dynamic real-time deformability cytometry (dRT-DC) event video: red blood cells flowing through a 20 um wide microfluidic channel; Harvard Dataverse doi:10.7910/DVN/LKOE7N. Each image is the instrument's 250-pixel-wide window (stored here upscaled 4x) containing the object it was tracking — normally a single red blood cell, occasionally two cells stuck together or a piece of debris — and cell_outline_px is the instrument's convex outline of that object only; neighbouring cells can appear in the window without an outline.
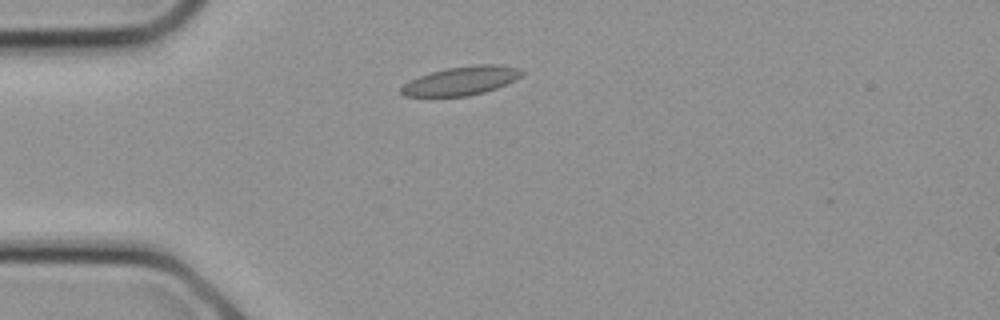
{"species": "common noctule bat (a hibernating species)", "species_latin": "Nyctalus noctula", "temperature_condition": "cold", "stored_images_in_passage": 13, "camera_frame_rate_fps": 3000, "um_per_image_px": 0.085, "animal": {"sex": "female", "body_mass_g": 21.9}, "frame": {"image": 1, "passage_image": 4, "time_ms": 1.0, "image_size_px": [1000, 320], "cell_outline_px": [[524, 72], [520, 76], [496, 88], [484, 92], [468, 96], [404, 96], [400, 92], [400, 88], [404, 84], [420, 76], [432, 72], [448, 68], [476, 64], [500, 64], [520, 68]], "centroid_in_image_um": [39.21, 6.86], "position_along_channel_um": 45.8, "area_um2": 19.88}}
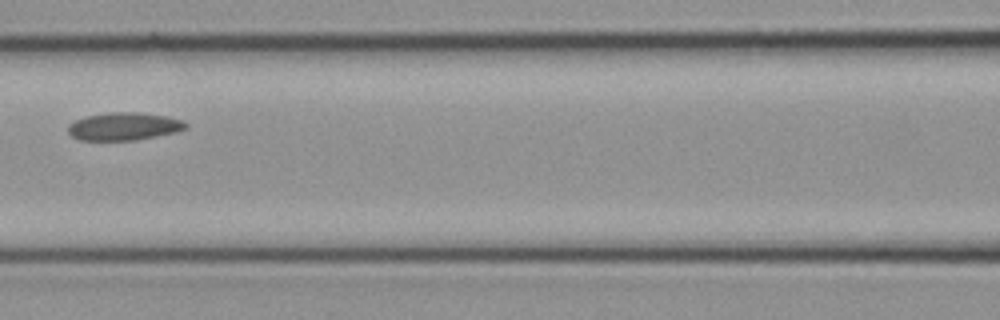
{"frame": {"image": 2, "passage_image": 9, "time_ms": 2.667, "image_size_px": [1000, 320], "cell_outline_px": [[188, 128], [176, 132], [136, 140], [80, 140], [72, 136], [68, 132], [68, 124], [84, 116], [112, 112], [140, 112], [168, 116], [184, 120], [188, 124]], "centroid_in_image_um": [10.57, 10.73], "position_along_channel_um": 156.0, "area_um2": 19.25}}
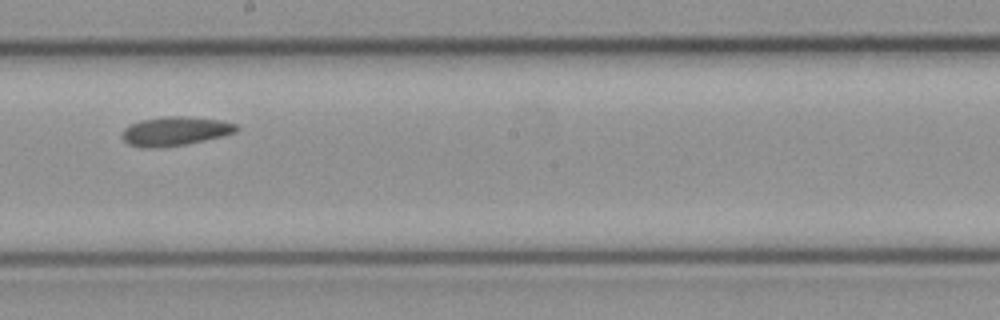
{"frame": {"image": 3, "passage_image": 12, "time_ms": 3.667, "image_size_px": [1000, 320], "cell_outline_px": [[240, 128], [236, 132], [204, 140], [184, 144], [160, 148], [140, 148], [128, 144], [124, 140], [124, 128], [140, 120], [168, 116], [184, 116], [220, 120], [236, 124]], "centroid_in_image_um": [14.88, 11.15], "position_along_channel_um": 233.3, "area_um2": 19.13}}